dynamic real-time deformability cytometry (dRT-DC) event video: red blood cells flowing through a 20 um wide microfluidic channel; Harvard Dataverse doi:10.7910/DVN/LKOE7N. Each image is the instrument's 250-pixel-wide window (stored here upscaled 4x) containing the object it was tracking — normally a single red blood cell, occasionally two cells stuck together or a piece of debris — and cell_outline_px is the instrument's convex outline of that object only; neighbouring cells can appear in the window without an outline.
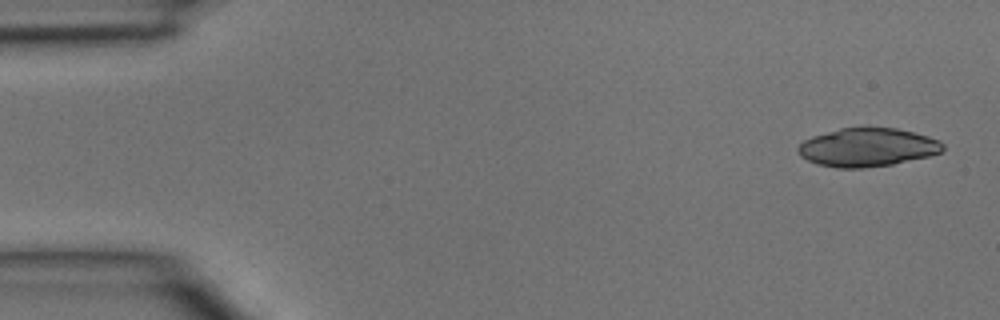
{"species": "common noctule bat (a hibernating species)", "species_latin": "Nyctalus noctula", "temperature_condition": "room temperature", "stored_images_in_passage": 4, "camera_frame_rate_fps": 3000, "um_per_image_px": 0.085, "animal": {"sex": "male", "body_mass_g": 15.6}, "frame": {"image": 1, "passage_image": 4, "time_ms": 1.0, "image_size_px": [1000, 320], "cell_outline_px": [[944, 152], [928, 156], [892, 164], [864, 168], [836, 168], [816, 164], [800, 156], [796, 148], [804, 140], [812, 136], [840, 128], [864, 124], [896, 128], [928, 136], [940, 140], [944, 144]], "centroid_in_image_um": [73.73, 12.49], "position_along_channel_um": 11.3, "area_um2": 33.29}}